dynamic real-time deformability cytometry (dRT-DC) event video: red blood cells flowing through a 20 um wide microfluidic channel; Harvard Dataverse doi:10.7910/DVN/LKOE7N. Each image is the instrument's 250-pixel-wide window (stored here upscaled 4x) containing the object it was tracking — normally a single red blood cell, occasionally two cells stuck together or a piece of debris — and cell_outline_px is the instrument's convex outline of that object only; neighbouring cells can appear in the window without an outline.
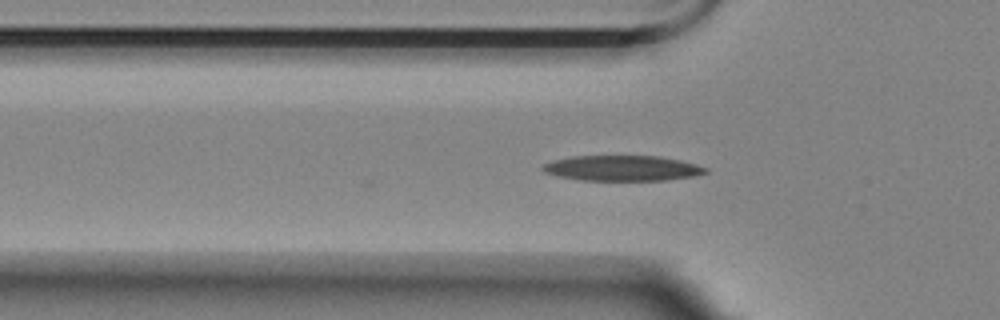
{"species": "Egyptian fruit bat (a non-hibernating species)", "species_latin": "Rousettus aegyptiacus", "temperature_condition": "room temperature", "stored_images_in_passage": 2, "camera_frame_rate_fps": 3000, "um_per_image_px": 0.085, "animal": {"sex": "female"}, "frame": {"image": 1, "passage_image": 2, "time_ms": 0.333, "image_size_px": [1000, 320], "cell_outline_px": [[708, 172], [696, 176], [668, 180], [580, 180], [560, 176], [544, 172], [540, 168], [544, 164], [552, 160], [572, 156], [660, 156], [680, 160], [696, 164], [708, 168]], "centroid_in_image_um": [52.92, 14.29], "position_along_channel_um": 72.9, "area_um2": 24.16}}